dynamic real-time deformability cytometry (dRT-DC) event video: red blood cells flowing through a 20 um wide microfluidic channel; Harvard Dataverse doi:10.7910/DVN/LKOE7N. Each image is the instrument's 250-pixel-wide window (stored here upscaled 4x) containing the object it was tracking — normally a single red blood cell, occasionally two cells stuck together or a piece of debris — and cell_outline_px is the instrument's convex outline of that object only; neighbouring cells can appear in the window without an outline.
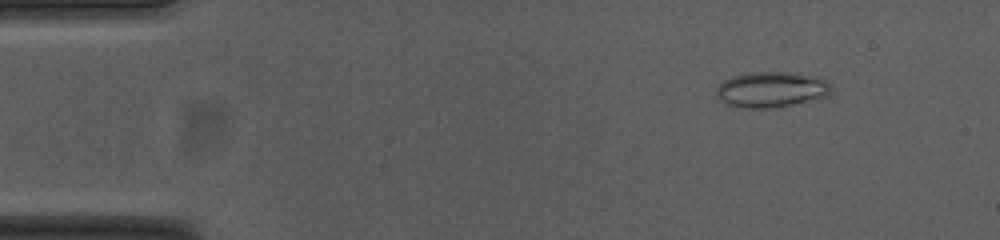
{"species": "common noctule bat (a hibernating species)", "species_latin": "Nyctalus noctula", "temperature_condition": "cold", "stored_images_in_passage": 51, "camera_frame_rate_fps": 3000, "um_per_image_px": 0.085, "animal": {"sex": "female", "body_mass_g": 23.0, "forearm_length_mm": 53.4}, "frame": {"image": 1, "passage_image": 4, "time_ms": 1.0, "image_size_px": [1000, 240], "cell_outline_px": [[832, 88], [828, 96], [792, 104], [772, 108], [740, 108], [724, 104], [716, 96], [716, 88], [724, 80], [732, 76], [748, 72], [796, 72], [824, 76], [832, 84]], "centroid_in_image_um": [65.6, 7.59], "position_along_channel_um": 19.4, "area_um2": 24.51}}
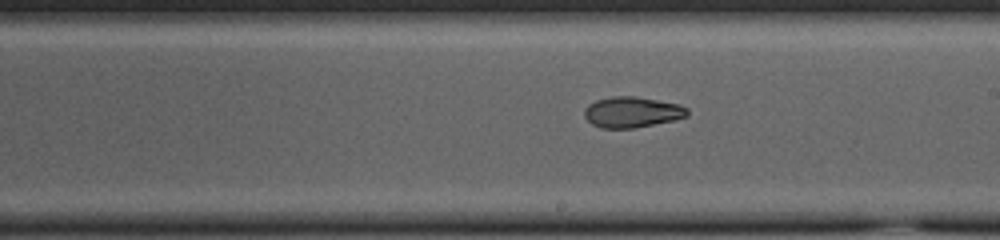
{"frame": {"image": 2, "passage_image": 28, "time_ms": 9.0, "image_size_px": [1000, 240], "cell_outline_px": [[688, 116], [672, 120], [632, 128], [600, 128], [592, 124], [584, 116], [584, 108], [588, 104], [596, 100], [612, 96], [636, 96], [680, 104], [688, 108]], "centroid_in_image_um": [53.7, 9.52], "position_along_channel_um": 235.3, "area_um2": 18.44}}
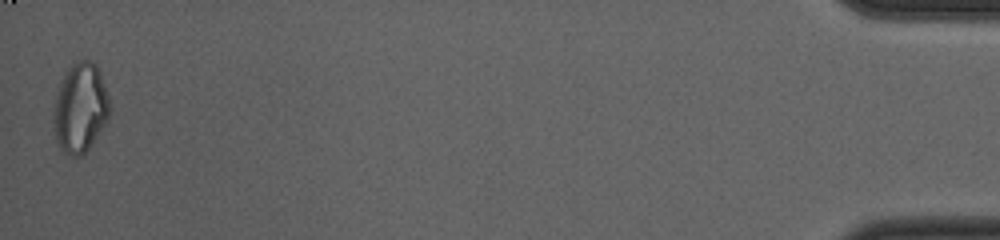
{"frame": {"image": 3, "passage_image": 51, "time_ms": 16.667, "image_size_px": [1000, 240], "cell_outline_px": [[112, 108], [104, 124], [88, 148], [80, 156], [72, 156], [64, 152], [56, 144], [52, 124], [56, 96], [64, 72], [72, 64], [80, 60], [92, 60], [96, 64], [100, 72]], "centroid_in_image_um": [6.8, 9.16], "position_along_channel_um": 428.4, "area_um2": 29.25}, "authors_computed_cell_mechanics": {"area_um2": 20.9814, "velocity_mm_per_s": 3.7739, "shape_relaxation_time_tau1_ms": null, "shape_relaxation_time_tau2_ms": 3.5125, "deformation_change_tau1": null, "deformation_change_tau2": 0.0874}}